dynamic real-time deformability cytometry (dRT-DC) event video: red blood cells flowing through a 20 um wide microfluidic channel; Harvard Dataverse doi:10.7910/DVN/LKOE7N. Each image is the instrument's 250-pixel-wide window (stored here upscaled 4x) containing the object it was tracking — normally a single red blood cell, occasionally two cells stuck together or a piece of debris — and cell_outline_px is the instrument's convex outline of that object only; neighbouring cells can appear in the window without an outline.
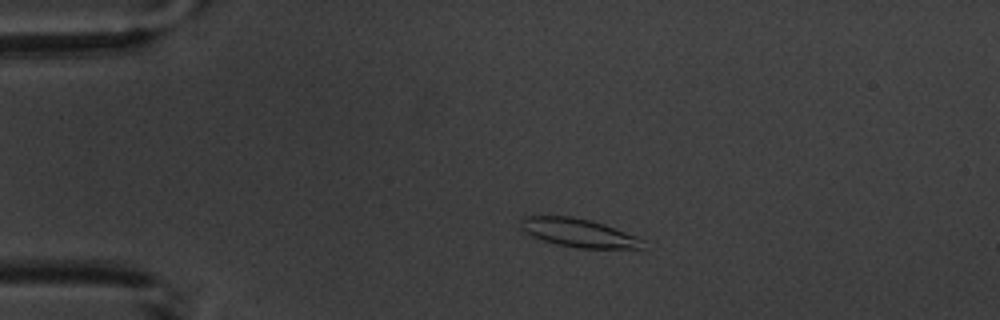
{"species": "common noctule bat (a hibernating species)", "species_latin": "Nyctalus noctula", "temperature_condition": "warm", "stored_images_in_passage": 6, "camera_frame_rate_fps": 3000, "um_per_image_px": 0.085, "animal": {"sex": "male", "body_mass_g": 20.1, "forearm_length_mm": 53.5}, "frame": {"image": 1, "passage_image": 3, "time_ms": 2.333, "image_size_px": [1000, 320], "cell_outline_px": [[644, 248], [576, 248], [556, 244], [532, 236], [524, 232], [520, 228], [520, 220], [524, 216], [572, 216], [604, 224], [636, 236], [644, 240]], "centroid_in_image_um": [49.15, 19.79], "position_along_channel_um": 35.8, "area_um2": 20.17}}
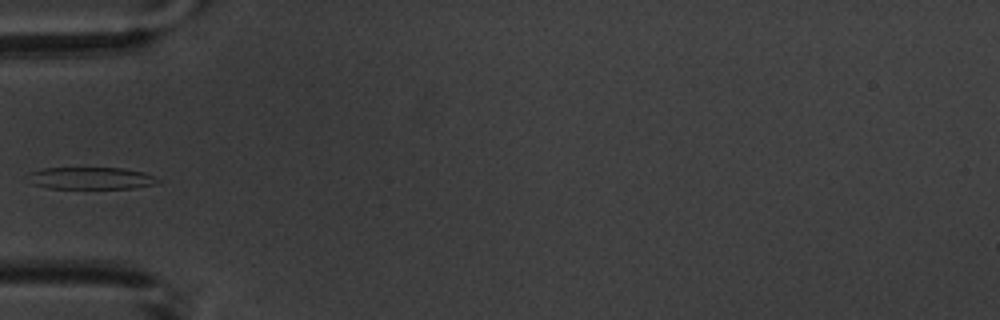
{"frame": {"image": 2, "passage_image": 5, "time_ms": 4.667, "image_size_px": [1000, 320], "cell_outline_px": [[160, 180], [156, 184], [136, 188], [48, 188], [32, 184], [28, 172], [40, 168], [124, 168], [144, 172]], "centroid_in_image_um": [7.73, 15.14], "position_along_channel_um": 77.3, "area_um2": 16.7}}